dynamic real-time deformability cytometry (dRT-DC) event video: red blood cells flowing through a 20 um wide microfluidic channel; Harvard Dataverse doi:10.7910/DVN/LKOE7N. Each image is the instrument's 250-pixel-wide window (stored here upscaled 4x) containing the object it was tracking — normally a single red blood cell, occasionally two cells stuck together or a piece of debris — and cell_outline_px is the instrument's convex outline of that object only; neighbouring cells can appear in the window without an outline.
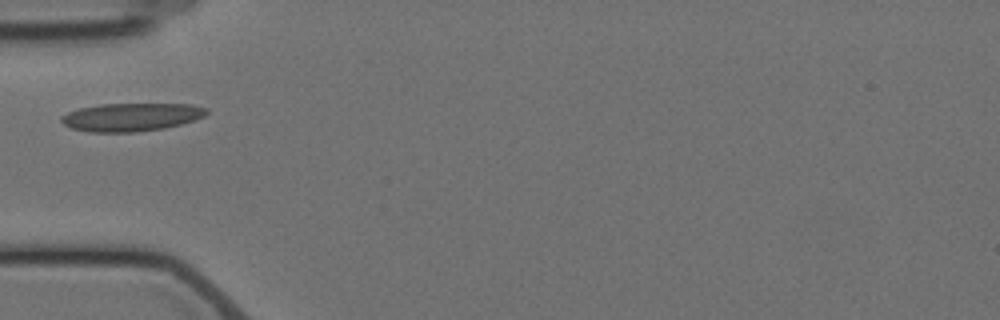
{"species": "Egyptian fruit bat (a non-hibernating species)", "species_latin": "Rousettus aegyptiacus", "temperature_condition": "cold", "stored_images_in_passage": 5, "camera_frame_rate_fps": 3000, "um_per_image_px": 0.085, "animal": {"sex": "female"}, "frame": {"image": 1, "passage_image": 1, "time_ms": 0.0, "image_size_px": [1000, 320], "cell_outline_px": [[208, 112], [204, 116], [180, 124], [164, 128], [136, 132], [92, 132], [72, 128], [64, 124], [60, 120], [60, 116], [68, 112], [80, 108], [100, 104], [192, 104], [208, 108]], "centroid_in_image_um": [11.15, 9.94], "position_along_channel_um": 73.8, "area_um2": 23.7}}
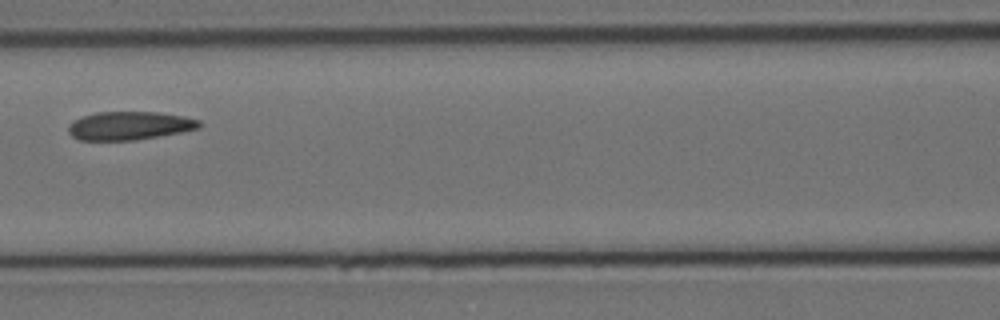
{"frame": {"image": 2, "passage_image": 3, "time_ms": 2.333, "image_size_px": [1000, 320], "cell_outline_px": [[200, 128], [180, 132], [136, 140], [80, 140], [72, 136], [68, 132], [68, 124], [84, 116], [96, 112], [160, 112], [184, 116], [200, 120]], "centroid_in_image_um": [11.01, 10.68], "position_along_channel_um": 155.6, "area_um2": 21.56}}
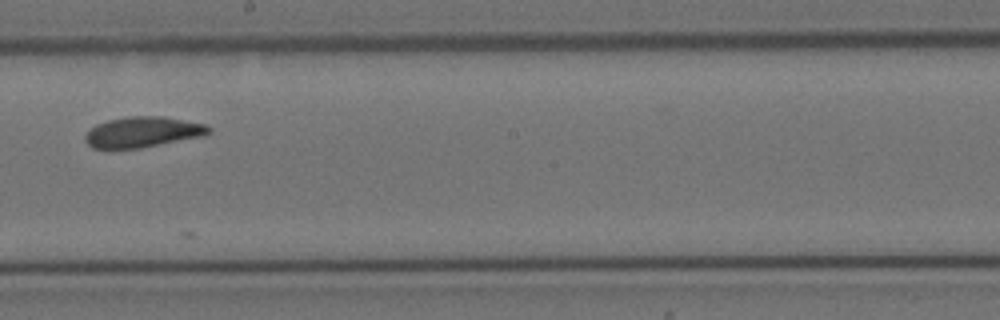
{"frame": {"image": 3, "passage_image": 5, "time_ms": 4.667, "image_size_px": [1000, 320], "cell_outline_px": [[212, 132], [204, 136], [140, 148], [92, 148], [84, 140], [84, 136], [96, 124], [108, 120], [128, 116], [164, 116], [204, 124], [212, 128]], "centroid_in_image_um": [12.16, 11.22], "position_along_channel_um": 236.0, "area_um2": 22.02}}